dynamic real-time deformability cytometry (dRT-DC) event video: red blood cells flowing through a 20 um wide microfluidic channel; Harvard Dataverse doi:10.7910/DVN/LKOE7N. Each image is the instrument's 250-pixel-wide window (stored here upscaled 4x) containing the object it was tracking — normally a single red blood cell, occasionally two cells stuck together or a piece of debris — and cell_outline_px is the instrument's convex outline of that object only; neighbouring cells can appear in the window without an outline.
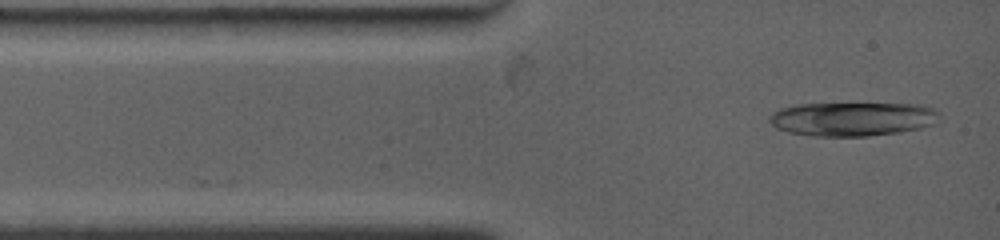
{"species": "common noctule bat (a hibernating species)", "species_latin": "Nyctalus noctula", "temperature_condition": "warm", "stored_images_in_passage": 20, "camera_frame_rate_fps": 4500, "um_per_image_px": 0.085, "animal": {"sex": "female", "body_mass_g": 19.0, "forearm_length_mm": 53.3}, "frame": {"image": 1, "passage_image": 1, "time_ms": 0.0, "image_size_px": [1000, 240], "cell_outline_px": [[936, 112], [932, 124], [920, 128], [896, 132], [868, 136], [816, 136], [788, 132], [776, 128], [768, 120], [768, 116], [772, 112], [780, 108], [796, 104], [920, 104], [932, 108]], "centroid_in_image_um": [72.35, 10.11], "position_along_channel_um": 12.7, "area_um2": 33.18}}